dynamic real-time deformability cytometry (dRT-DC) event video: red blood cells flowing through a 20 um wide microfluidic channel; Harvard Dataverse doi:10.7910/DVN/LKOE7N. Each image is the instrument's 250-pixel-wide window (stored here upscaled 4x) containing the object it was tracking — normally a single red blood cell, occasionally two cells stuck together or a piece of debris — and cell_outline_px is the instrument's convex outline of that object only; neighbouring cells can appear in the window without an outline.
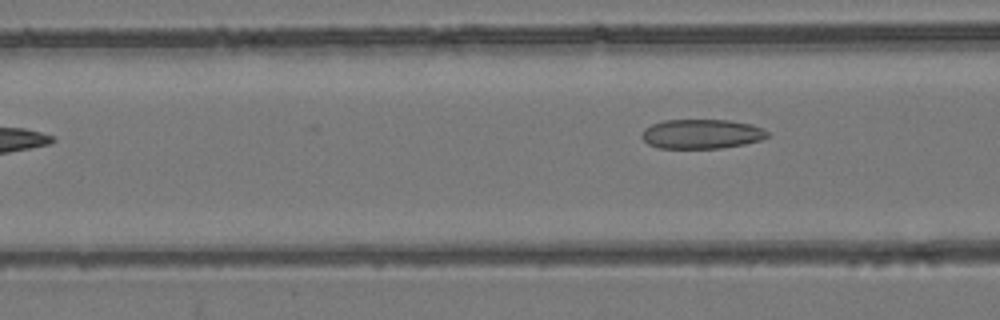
{"species": "common noctule bat (a hibernating species)", "species_latin": "Nyctalus noctula", "temperature_condition": "room temperature", "stored_images_in_passage": 4, "camera_frame_rate_fps": 3000, "um_per_image_px": 0.085, "animal": {"sex": "female", "body_mass_g": 24.6, "forearm_length_mm": 56.2}, "frame": {"image": 1, "passage_image": 4, "time_ms": 3.667, "image_size_px": [1000, 320], "cell_outline_px": [[768, 136], [760, 140], [744, 144], [720, 148], [656, 148], [648, 144], [640, 136], [644, 128], [652, 124], [664, 120], [728, 120], [752, 124], [764, 128], [768, 132]], "centroid_in_image_um": [59.62, 11.38], "position_along_channel_um": 107.0, "area_um2": 21.68}}